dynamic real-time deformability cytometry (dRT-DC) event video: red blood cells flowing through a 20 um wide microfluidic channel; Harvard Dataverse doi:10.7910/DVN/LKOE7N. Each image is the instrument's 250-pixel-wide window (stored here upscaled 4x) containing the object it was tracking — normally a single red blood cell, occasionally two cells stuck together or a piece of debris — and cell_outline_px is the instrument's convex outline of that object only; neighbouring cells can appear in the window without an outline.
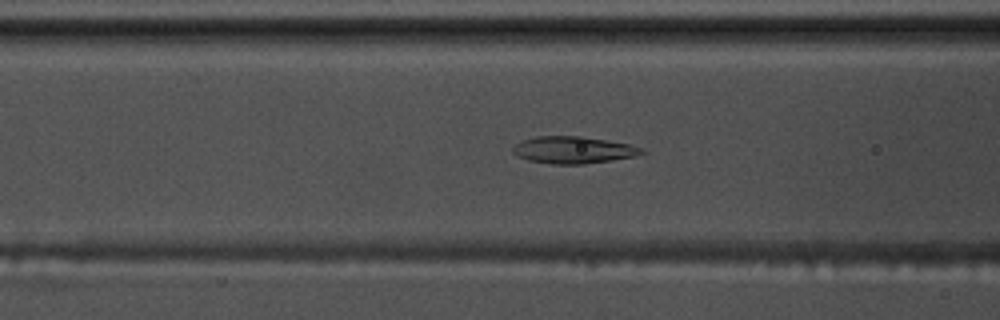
{"species": "common noctule bat (a hibernating species)", "species_latin": "Nyctalus noctula", "temperature_condition": "warm", "stored_images_in_passage": 45, "camera_frame_rate_fps": 3000, "um_per_image_px": 0.085, "animal": {"sex": "male", "body_mass_g": 17.5, "forearm_length_mm": 52.3}, "frame": {"image": 1, "passage_image": 11, "time_ms": 3.333, "image_size_px": [1000, 320], "cell_outline_px": [[648, 152], [636, 156], [612, 160], [584, 164], [552, 164], [528, 160], [516, 156], [512, 152], [512, 148], [516, 144], [524, 140], [536, 136], [584, 136], [628, 144], [644, 148]], "centroid_in_image_um": [48.75, 12.75], "position_along_channel_um": 117.8, "area_um2": 20.4}}
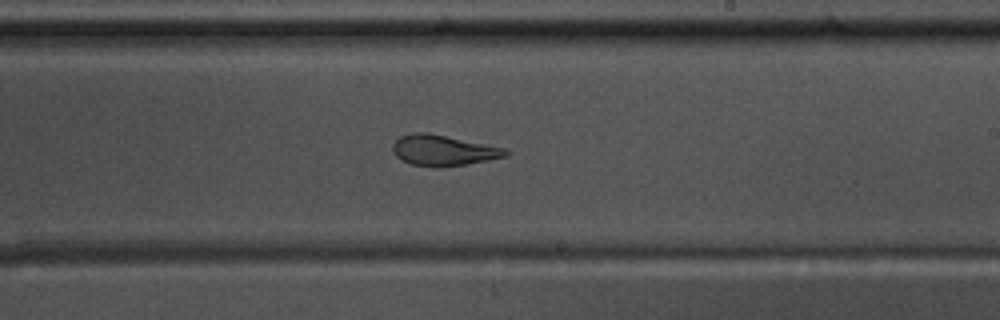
{"frame": {"image": 2, "passage_image": 22, "time_ms": 7.0, "image_size_px": [1000, 320], "cell_outline_px": [[508, 156], [488, 160], [464, 164], [412, 164], [400, 160], [392, 152], [392, 144], [400, 136], [412, 132], [424, 132], [504, 148], [508, 152]], "centroid_in_image_um": [37.62, 12.74], "position_along_channel_um": 251.4, "area_um2": 19.19}}
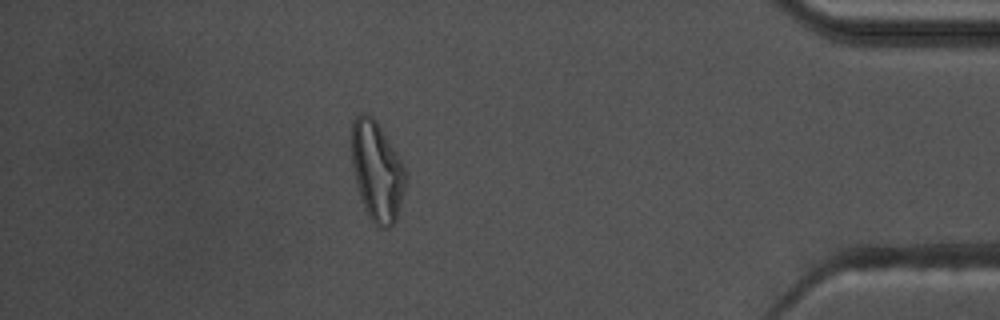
{"frame": {"image": 3, "passage_image": 38, "time_ms": 12.333, "image_size_px": [1000, 320], "cell_outline_px": [[408, 176], [396, 220], [388, 228], [380, 228], [368, 216], [364, 208], [360, 196], [352, 164], [352, 120], [360, 112], [364, 112], [372, 116], [376, 120], [404, 164]], "centroid_in_image_um": [32.06, 14.53], "position_along_channel_um": 403.1, "area_um2": 31.33}, "authors_computed_cell_mechanics": {"area_um2": 20.6924, "velocity_mm_per_s": 3.648, "shape_relaxation_time_tau1_ms": null, "shape_relaxation_time_tau2_ms": 1.6629, "deformation_change_tau1": null, "deformation_change_tau2": 0.0915}}